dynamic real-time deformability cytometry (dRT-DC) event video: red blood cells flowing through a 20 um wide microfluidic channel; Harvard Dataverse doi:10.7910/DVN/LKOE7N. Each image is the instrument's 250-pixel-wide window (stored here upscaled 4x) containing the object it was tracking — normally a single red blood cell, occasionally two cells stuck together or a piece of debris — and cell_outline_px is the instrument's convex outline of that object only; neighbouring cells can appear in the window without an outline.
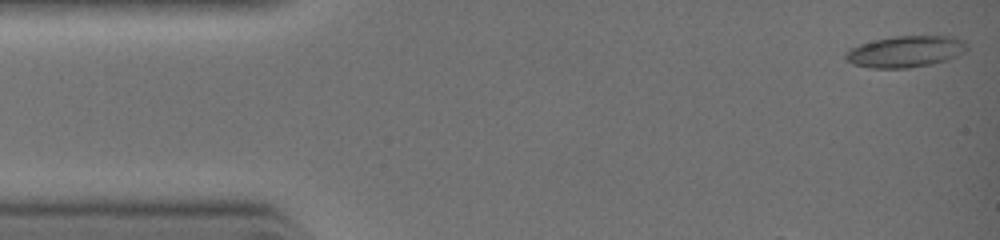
{"species": "common noctule bat (a hibernating species)", "species_latin": "Nyctalus noctula", "temperature_condition": "warm", "stored_images_in_passage": 22, "camera_frame_rate_fps": 3000, "um_per_image_px": 0.085, "animal": {"sex": "female", "body_mass_g": 19.0, "forearm_length_mm": 51.5}, "frame": {"image": 1, "passage_image": 1, "time_ms": 0.0, "image_size_px": [1000, 240], "cell_outline_px": [[968, 48], [964, 52], [948, 60], [932, 64], [908, 68], [868, 68], [852, 64], [844, 56], [844, 52], [860, 44], [892, 36], [956, 36], [964, 40], [968, 44]], "centroid_in_image_um": [77.0, 4.38], "position_along_channel_um": 8.0, "area_um2": 22.43}}
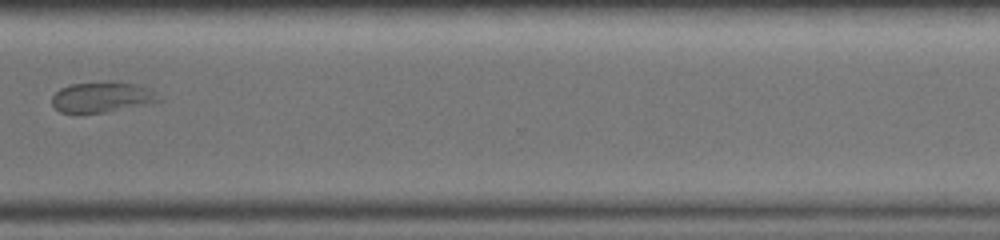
{"frame": {"image": 2, "passage_image": 18, "time_ms": 8.0, "image_size_px": [1000, 240], "cell_outline_px": [[156, 100], [104, 112], [60, 112], [52, 104], [52, 96], [60, 88], [72, 84], [108, 80], [136, 84]], "centroid_in_image_um": [8.41, 8.22], "position_along_channel_um": 362.2, "area_um2": 17.69}}
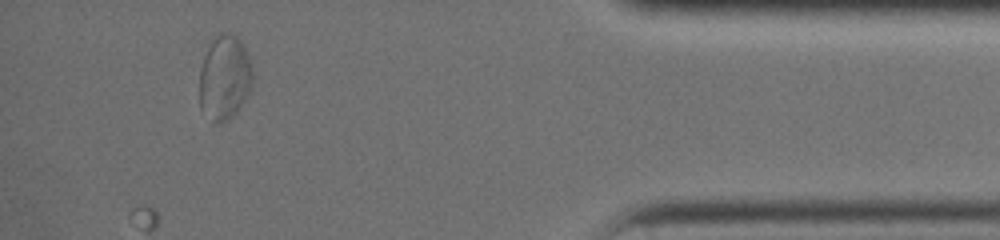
{"frame": {"image": 3, "passage_image": 22, "time_ms": 9.667, "image_size_px": [1000, 240], "cell_outline_px": [[252, 84], [240, 108], [232, 116], [220, 124], [212, 124], [200, 108], [200, 68], [204, 56], [212, 40], [216, 36], [224, 32], [228, 32], [236, 36], [240, 40], [248, 56], [252, 68]], "centroid_in_image_um": [19.07, 6.63], "position_along_channel_um": 416.1, "area_um2": 26.24}}